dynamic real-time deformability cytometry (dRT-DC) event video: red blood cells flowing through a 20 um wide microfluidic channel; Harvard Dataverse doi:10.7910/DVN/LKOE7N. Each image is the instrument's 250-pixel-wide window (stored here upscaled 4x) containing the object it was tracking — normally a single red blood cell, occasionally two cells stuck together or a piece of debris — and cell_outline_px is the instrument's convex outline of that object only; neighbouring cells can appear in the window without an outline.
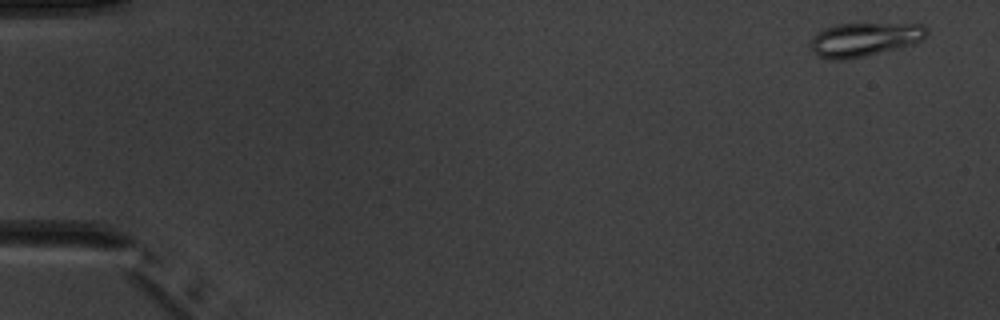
{"species": "common noctule bat (a hibernating species)", "species_latin": "Nyctalus noctula", "temperature_condition": "warm", "stored_images_in_passage": 5, "camera_frame_rate_fps": 3000, "um_per_image_px": 0.085, "animal": {"sex": "male", "body_mass_g": 20.1, "forearm_length_mm": 53.5}, "frame": {"image": 1, "passage_image": 1, "time_ms": 0.0, "image_size_px": [1000, 320], "cell_outline_px": [[928, 32], [924, 40], [912, 44], [864, 56], [844, 60], [832, 60], [816, 56], [812, 48], [812, 36], [824, 28], [836, 24], [924, 24], [928, 28]], "centroid_in_image_um": [73.49, 3.35], "position_along_channel_um": 11.5, "area_um2": 22.77}}